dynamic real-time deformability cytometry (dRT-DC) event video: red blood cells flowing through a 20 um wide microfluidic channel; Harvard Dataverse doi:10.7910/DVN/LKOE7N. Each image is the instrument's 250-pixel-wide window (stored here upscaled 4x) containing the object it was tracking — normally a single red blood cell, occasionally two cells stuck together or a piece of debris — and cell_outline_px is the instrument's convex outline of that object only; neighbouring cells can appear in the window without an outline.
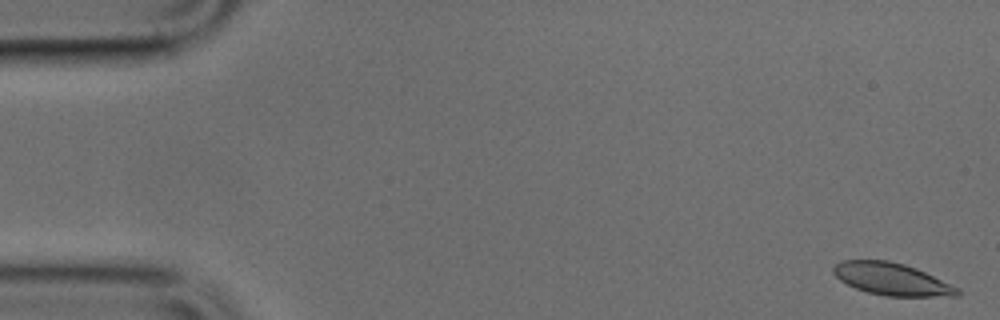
{"species": "common noctule bat (a hibernating species)", "species_latin": "Nyctalus noctula", "temperature_condition": "cold", "stored_images_in_passage": 49, "camera_frame_rate_fps": 3000, "um_per_image_px": 0.085, "animal": {"sex": "male", "body_mass_g": 17.9, "forearm_length_mm": 54.2}, "frame": {"image": 1, "passage_image": 1, "time_ms": 0.0, "image_size_px": [1000, 320], "cell_outline_px": [[960, 292], [956, 296], [884, 296], [868, 292], [856, 288], [840, 280], [832, 272], [832, 268], [836, 264], [844, 260], [888, 260], [904, 264], [916, 268], [960, 288]], "centroid_in_image_um": [75.8, 23.72], "position_along_channel_um": 9.2, "area_um2": 23.18}}
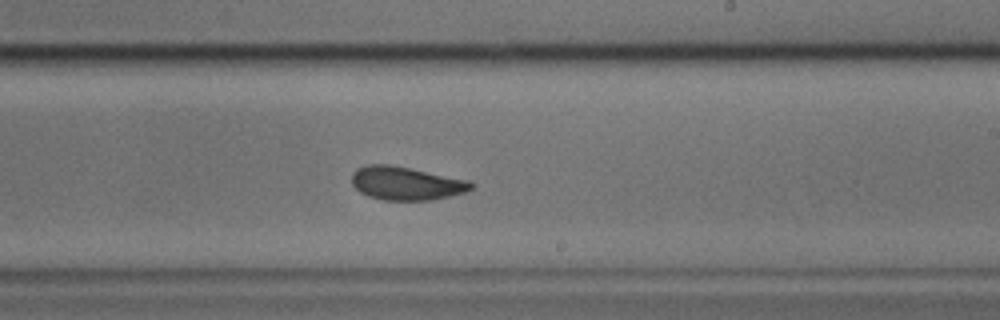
{"frame": {"image": 2, "passage_image": 29, "time_ms": 9.333, "image_size_px": [1000, 320], "cell_outline_px": [[476, 184], [472, 188], [464, 192], [432, 200], [384, 200], [368, 196], [360, 192], [352, 184], [352, 172], [356, 168], [368, 164], [388, 164], [472, 180]], "centroid_in_image_um": [34.53, 15.57], "position_along_channel_um": 254.5, "area_um2": 23.35}}
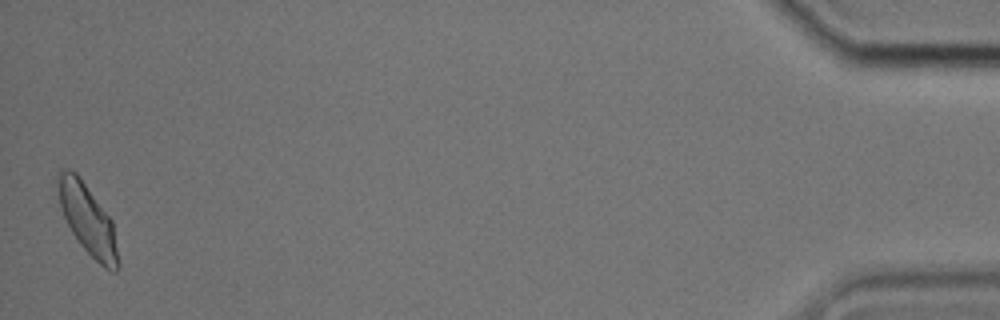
{"frame": {"image": 3, "passage_image": 49, "time_ms": 16.0, "image_size_px": [1000, 320], "cell_outline_px": [[120, 268], [116, 272], [112, 272], [104, 268], [80, 244], [72, 232], [64, 216], [60, 204], [56, 180], [56, 176], [64, 168], [68, 168], [76, 172], [112, 220], [120, 264]], "centroid_in_image_um": [7.46, 18.67], "position_along_channel_um": 427.7, "area_um2": 24.39}}